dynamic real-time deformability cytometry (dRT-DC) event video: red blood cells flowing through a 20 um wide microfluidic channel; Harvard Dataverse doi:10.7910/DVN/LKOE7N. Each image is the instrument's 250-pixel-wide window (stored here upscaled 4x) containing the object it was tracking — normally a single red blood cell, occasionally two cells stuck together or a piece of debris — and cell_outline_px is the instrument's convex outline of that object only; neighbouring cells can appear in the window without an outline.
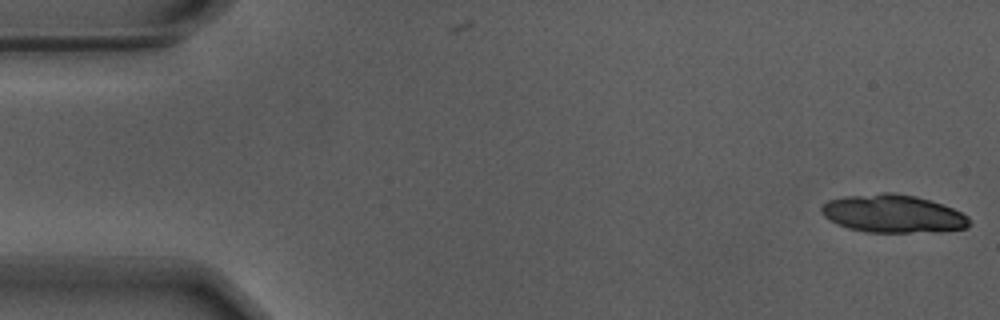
{"species": "Egyptian fruit bat (a non-hibernating species)", "species_latin": "Rousettus aegyptiacus", "temperature_condition": "warm", "stored_images_in_passage": 56, "camera_frame_rate_fps": 3000, "um_per_image_px": 0.085, "animal": {"sex": "male"}, "frame": {"image": 1, "passage_image": 1, "time_ms": 0.0, "image_size_px": [1000, 320], "cell_outline_px": [[972, 224], [968, 228], [940, 232], [864, 232], [848, 228], [828, 220], [820, 212], [820, 208], [828, 200], [844, 196], [884, 192], [892, 192], [916, 196], [952, 208], [968, 216]], "centroid_in_image_um": [75.9, 18.17], "position_along_channel_um": 9.1, "area_um2": 33.0}}
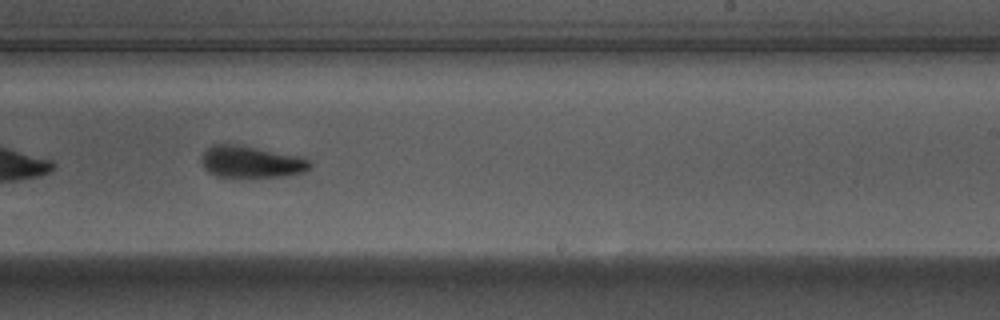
{"frame": {"image": 2, "passage_image": 34, "time_ms": 11.0, "image_size_px": [1000, 320], "cell_outline_px": [[312, 168], [304, 172], [288, 176], [216, 176], [208, 172], [204, 168], [200, 160], [200, 156], [212, 144], [232, 144], [256, 148], [300, 156], [308, 160], [312, 164]], "centroid_in_image_um": [21.34, 13.76], "position_along_channel_um": 267.7, "area_um2": 19.94}}
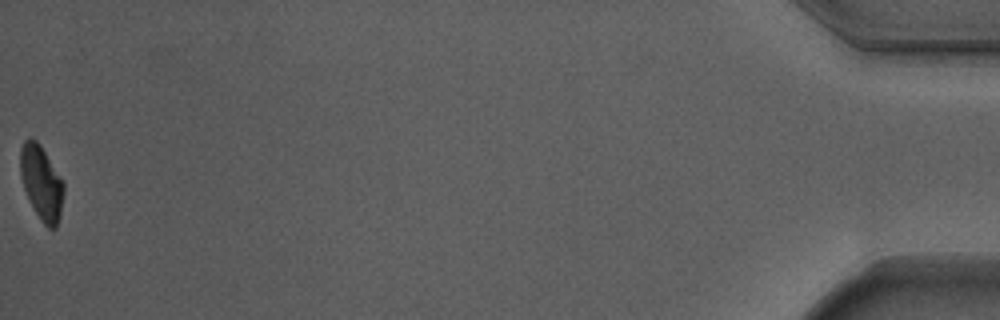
{"frame": {"image": 3, "passage_image": 56, "time_ms": 18.333, "image_size_px": [1000, 320], "cell_outline_px": [[64, 192], [60, 216], [56, 228], [48, 228], [44, 224], [36, 212], [24, 188], [20, 176], [20, 148], [24, 140], [36, 140], [40, 144], [64, 180]], "centroid_in_image_um": [3.54, 15.51], "position_along_channel_um": 431.7, "area_um2": 18.73}, "authors_computed_cell_mechanics": {"area_um2": 20.6924, "velocity_mm_per_s": 3.6934, "shape_relaxation_time_tau1_ms": 2.4022, "shape_relaxation_time_tau2_ms": 2.5642, "deformation_change_tau1": 0.1424, "deformation_change_tau2": 0.0924}}